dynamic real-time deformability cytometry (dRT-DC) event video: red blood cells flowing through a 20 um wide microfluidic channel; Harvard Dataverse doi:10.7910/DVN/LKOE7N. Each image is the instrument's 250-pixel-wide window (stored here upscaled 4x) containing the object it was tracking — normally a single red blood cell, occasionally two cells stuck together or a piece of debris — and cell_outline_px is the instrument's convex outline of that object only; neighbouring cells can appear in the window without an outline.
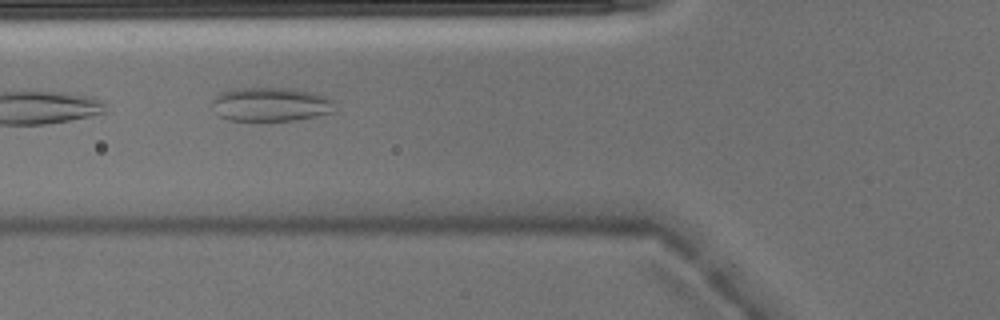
{"species": "Egyptian fruit bat (a non-hibernating species)", "species_latin": "Rousettus aegyptiacus", "temperature_condition": "warm", "stored_images_in_passage": 6, "camera_frame_rate_fps": 3000, "um_per_image_px": 0.085, "animal": {"sex": "male"}, "frame": {"image": 1, "passage_image": 5, "time_ms": 1.333, "image_size_px": [1000, 320], "cell_outline_px": [[336, 100], [332, 112], [316, 116], [296, 120], [228, 120], [216, 116], [212, 112], [212, 100], [220, 92], [236, 88], [296, 88], [316, 92], [328, 96]], "centroid_in_image_um": [23.01, 8.86], "position_along_channel_um": 102.8, "area_um2": 24.85}}